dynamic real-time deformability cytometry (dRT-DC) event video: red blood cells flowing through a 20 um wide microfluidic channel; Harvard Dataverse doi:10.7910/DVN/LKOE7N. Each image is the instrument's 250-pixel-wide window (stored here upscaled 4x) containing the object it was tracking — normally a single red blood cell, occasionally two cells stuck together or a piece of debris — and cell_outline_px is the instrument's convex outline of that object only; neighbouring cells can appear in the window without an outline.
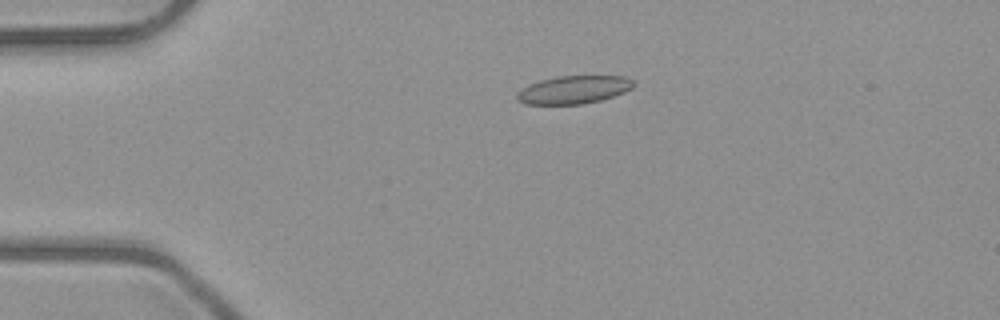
{"species": "common noctule bat (a hibernating species)", "species_latin": "Nyctalus noctula", "temperature_condition": "room temperature", "stored_images_in_passage": 52, "camera_frame_rate_fps": 3000, "um_per_image_px": 0.085, "animal": {"sex": "male", "body_mass_g": 23.1, "forearm_length_mm": 52.7}, "frame": {"image": 1, "passage_image": 12, "time_ms": 3.667, "image_size_px": [1000, 320], "cell_outline_px": [[636, 84], [632, 88], [624, 92], [600, 100], [584, 104], [524, 104], [516, 100], [516, 92], [528, 84], [540, 80], [556, 76], [624, 76], [632, 80]], "centroid_in_image_um": [48.72, 7.62], "position_along_channel_um": 36.3, "area_um2": 19.13}}
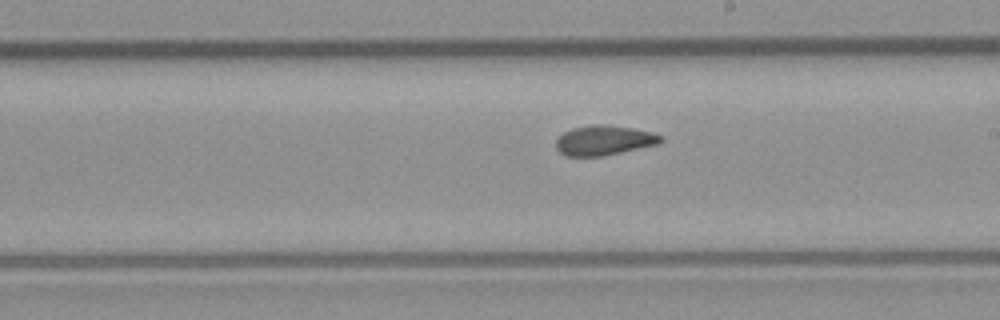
{"frame": {"image": 2, "passage_image": 30, "time_ms": 9.667, "image_size_px": [1000, 320], "cell_outline_px": [[664, 140], [660, 144], [600, 156], [568, 156], [560, 152], [556, 148], [556, 140], [564, 132], [572, 128], [592, 124], [604, 124], [632, 128], [664, 136]], "centroid_in_image_um": [51.35, 11.92], "position_along_channel_um": 237.6, "area_um2": 18.09}}
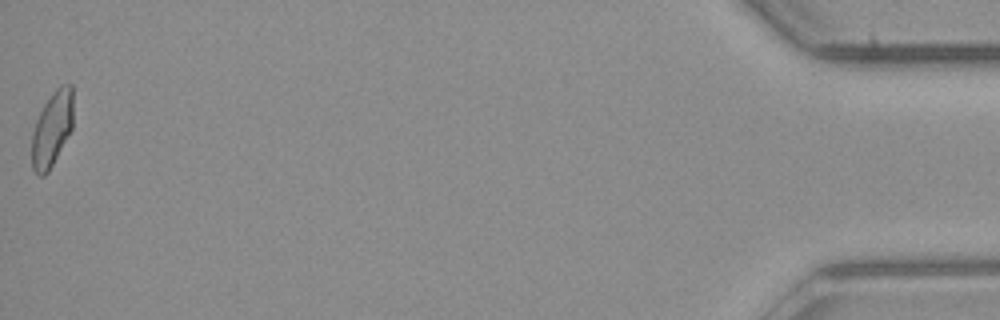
{"frame": {"image": 3, "passage_image": 52, "time_ms": 17.0, "image_size_px": [1000, 320], "cell_outline_px": [[72, 128], [48, 172], [44, 176], [40, 176], [32, 168], [32, 132], [36, 120], [44, 104], [52, 92], [60, 84], [72, 84]], "centroid_in_image_um": [4.41, 10.93], "position_along_channel_um": 430.8, "area_um2": 17.92}, "authors_computed_cell_mechanics": {"area_um2": 18.6694, "velocity_mm_per_s": 4.0219, "shape_relaxation_time_tau1_ms": null, "shape_relaxation_time_tau2_ms": 1.4716, "deformation_change_tau1": null, "deformation_change_tau2": 0.0807}}